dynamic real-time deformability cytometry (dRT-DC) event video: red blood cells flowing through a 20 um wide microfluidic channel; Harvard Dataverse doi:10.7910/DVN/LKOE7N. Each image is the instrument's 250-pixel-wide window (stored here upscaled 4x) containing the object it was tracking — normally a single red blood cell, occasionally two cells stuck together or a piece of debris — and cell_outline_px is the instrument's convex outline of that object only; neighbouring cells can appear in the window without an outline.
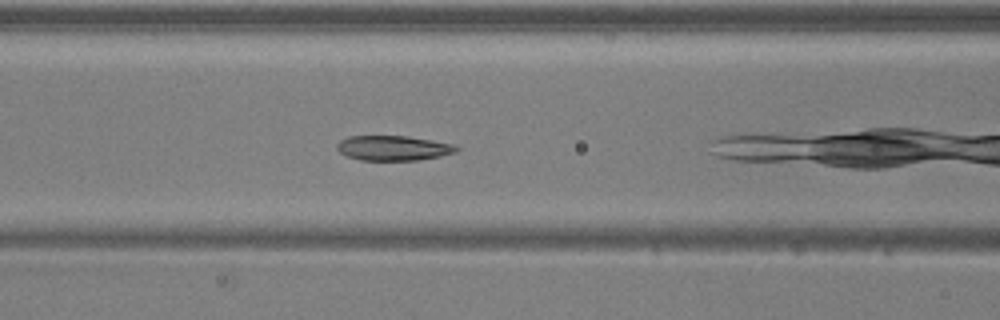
{"species": "common noctule bat (a hibernating species)", "species_latin": "Nyctalus noctula", "temperature_condition": "warm", "stored_images_in_passage": 35, "camera_frame_rate_fps": 3000, "um_per_image_px": 0.085, "animal": {"sex": "male", "body_mass_g": 20.5, "forearm_length_mm": 52.5}, "frame": {"image": 1, "passage_image": 5, "time_ms": 1.333, "image_size_px": [1000, 320], "cell_outline_px": [[460, 148], [456, 152], [440, 156], [416, 160], [360, 160], [348, 156], [340, 152], [336, 148], [336, 144], [340, 140], [348, 136], [408, 136], [452, 144]], "centroid_in_image_um": [33.4, 12.58], "position_along_channel_um": 133.2, "area_um2": 17.22}}
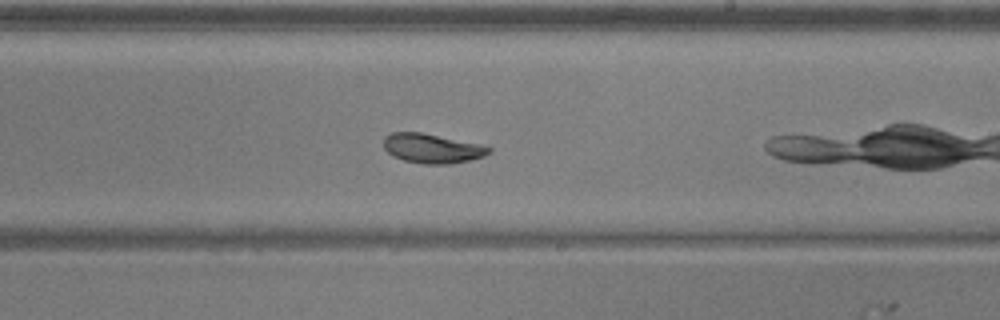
{"frame": {"image": 2, "passage_image": 14, "time_ms": 4.333, "image_size_px": [1000, 320], "cell_outline_px": [[492, 152], [484, 156], [452, 164], [424, 164], [404, 160], [392, 156], [384, 148], [384, 136], [392, 132], [420, 132], [480, 144], [492, 148]], "centroid_in_image_um": [36.72, 12.61], "position_along_channel_um": 252.3, "area_um2": 18.03}}
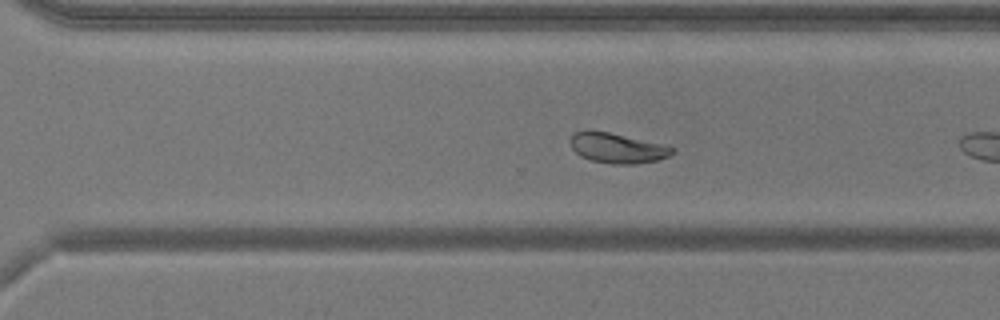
{"frame": {"image": 3, "passage_image": 19, "time_ms": 6.0, "image_size_px": [1000, 320], "cell_outline_px": [[676, 152], [668, 156], [656, 160], [636, 164], [612, 164], [592, 160], [580, 156], [572, 148], [568, 140], [576, 132], [584, 128], [588, 128], [668, 144], [676, 148]], "centroid_in_image_um": [52.49, 12.55], "position_along_channel_um": 318.1, "area_um2": 18.38}, "authors_computed_cell_mechanics": {"area_um2": 18.7272, "velocity_mm_per_s": 3.9738, "shape_relaxation_time_tau1_ms": 2.1379, "shape_relaxation_time_tau2_ms": 0.8366, "deformation_change_tau1": 0.1113, "deformation_change_tau2": 0.0365}}